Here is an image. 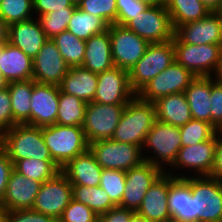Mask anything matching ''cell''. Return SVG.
Returning a JSON list of instances; mask_svg holds the SVG:
<instances>
[{"mask_svg":"<svg viewBox=\"0 0 222 222\" xmlns=\"http://www.w3.org/2000/svg\"><path fill=\"white\" fill-rule=\"evenodd\" d=\"M147 4L148 6L166 5L167 0H138Z\"/></svg>","mask_w":222,"mask_h":222,"instance_id":"cell-53","label":"cell"},{"mask_svg":"<svg viewBox=\"0 0 222 222\" xmlns=\"http://www.w3.org/2000/svg\"><path fill=\"white\" fill-rule=\"evenodd\" d=\"M42 135L52 160L60 168L89 149V142L82 126L59 124L45 126L42 127Z\"/></svg>","mask_w":222,"mask_h":222,"instance_id":"cell-3","label":"cell"},{"mask_svg":"<svg viewBox=\"0 0 222 222\" xmlns=\"http://www.w3.org/2000/svg\"><path fill=\"white\" fill-rule=\"evenodd\" d=\"M211 76V124L222 131V83H219Z\"/></svg>","mask_w":222,"mask_h":222,"instance_id":"cell-44","label":"cell"},{"mask_svg":"<svg viewBox=\"0 0 222 222\" xmlns=\"http://www.w3.org/2000/svg\"><path fill=\"white\" fill-rule=\"evenodd\" d=\"M169 174L168 208L176 222H194V197L191 195L190 177Z\"/></svg>","mask_w":222,"mask_h":222,"instance_id":"cell-21","label":"cell"},{"mask_svg":"<svg viewBox=\"0 0 222 222\" xmlns=\"http://www.w3.org/2000/svg\"><path fill=\"white\" fill-rule=\"evenodd\" d=\"M165 171L148 162L126 171L125 188L119 206L137 212L147 190Z\"/></svg>","mask_w":222,"mask_h":222,"instance_id":"cell-14","label":"cell"},{"mask_svg":"<svg viewBox=\"0 0 222 222\" xmlns=\"http://www.w3.org/2000/svg\"><path fill=\"white\" fill-rule=\"evenodd\" d=\"M17 123L13 120L8 88L0 91V136Z\"/></svg>","mask_w":222,"mask_h":222,"instance_id":"cell-46","label":"cell"},{"mask_svg":"<svg viewBox=\"0 0 222 222\" xmlns=\"http://www.w3.org/2000/svg\"><path fill=\"white\" fill-rule=\"evenodd\" d=\"M72 199L85 204L98 216L116 206L100 186L72 185Z\"/></svg>","mask_w":222,"mask_h":222,"instance_id":"cell-33","label":"cell"},{"mask_svg":"<svg viewBox=\"0 0 222 222\" xmlns=\"http://www.w3.org/2000/svg\"><path fill=\"white\" fill-rule=\"evenodd\" d=\"M72 199V184L60 171L55 177L41 184L32 210L59 220Z\"/></svg>","mask_w":222,"mask_h":222,"instance_id":"cell-12","label":"cell"},{"mask_svg":"<svg viewBox=\"0 0 222 222\" xmlns=\"http://www.w3.org/2000/svg\"><path fill=\"white\" fill-rule=\"evenodd\" d=\"M153 103L156 109L157 120L160 122L181 127L192 119L184 92L162 96Z\"/></svg>","mask_w":222,"mask_h":222,"instance_id":"cell-28","label":"cell"},{"mask_svg":"<svg viewBox=\"0 0 222 222\" xmlns=\"http://www.w3.org/2000/svg\"><path fill=\"white\" fill-rule=\"evenodd\" d=\"M125 26L149 43L171 41L175 31L166 5L149 6Z\"/></svg>","mask_w":222,"mask_h":222,"instance_id":"cell-9","label":"cell"},{"mask_svg":"<svg viewBox=\"0 0 222 222\" xmlns=\"http://www.w3.org/2000/svg\"><path fill=\"white\" fill-rule=\"evenodd\" d=\"M194 78L189 70L174 61L151 79L137 96L143 101L154 102L162 96L183 93Z\"/></svg>","mask_w":222,"mask_h":222,"instance_id":"cell-13","label":"cell"},{"mask_svg":"<svg viewBox=\"0 0 222 222\" xmlns=\"http://www.w3.org/2000/svg\"><path fill=\"white\" fill-rule=\"evenodd\" d=\"M48 40L35 18L8 26V42L34 59Z\"/></svg>","mask_w":222,"mask_h":222,"instance_id":"cell-23","label":"cell"},{"mask_svg":"<svg viewBox=\"0 0 222 222\" xmlns=\"http://www.w3.org/2000/svg\"><path fill=\"white\" fill-rule=\"evenodd\" d=\"M210 177L222 180V131L217 132L215 160Z\"/></svg>","mask_w":222,"mask_h":222,"instance_id":"cell-50","label":"cell"},{"mask_svg":"<svg viewBox=\"0 0 222 222\" xmlns=\"http://www.w3.org/2000/svg\"><path fill=\"white\" fill-rule=\"evenodd\" d=\"M175 61L173 42L150 43L143 57L128 72L136 95L148 82Z\"/></svg>","mask_w":222,"mask_h":222,"instance_id":"cell-6","label":"cell"},{"mask_svg":"<svg viewBox=\"0 0 222 222\" xmlns=\"http://www.w3.org/2000/svg\"><path fill=\"white\" fill-rule=\"evenodd\" d=\"M60 87L40 84L33 80L30 126L45 127L56 124Z\"/></svg>","mask_w":222,"mask_h":222,"instance_id":"cell-18","label":"cell"},{"mask_svg":"<svg viewBox=\"0 0 222 222\" xmlns=\"http://www.w3.org/2000/svg\"><path fill=\"white\" fill-rule=\"evenodd\" d=\"M0 72L8 82L33 79V59L6 42L0 52Z\"/></svg>","mask_w":222,"mask_h":222,"instance_id":"cell-25","label":"cell"},{"mask_svg":"<svg viewBox=\"0 0 222 222\" xmlns=\"http://www.w3.org/2000/svg\"><path fill=\"white\" fill-rule=\"evenodd\" d=\"M13 169V162L7 153L0 147V203L6 192L10 173Z\"/></svg>","mask_w":222,"mask_h":222,"instance_id":"cell-49","label":"cell"},{"mask_svg":"<svg viewBox=\"0 0 222 222\" xmlns=\"http://www.w3.org/2000/svg\"><path fill=\"white\" fill-rule=\"evenodd\" d=\"M82 67L97 74L114 67L109 30L93 35L85 41Z\"/></svg>","mask_w":222,"mask_h":222,"instance_id":"cell-26","label":"cell"},{"mask_svg":"<svg viewBox=\"0 0 222 222\" xmlns=\"http://www.w3.org/2000/svg\"><path fill=\"white\" fill-rule=\"evenodd\" d=\"M156 120L154 103L143 101L135 95L126 104L111 139L143 147L146 136Z\"/></svg>","mask_w":222,"mask_h":222,"instance_id":"cell-1","label":"cell"},{"mask_svg":"<svg viewBox=\"0 0 222 222\" xmlns=\"http://www.w3.org/2000/svg\"><path fill=\"white\" fill-rule=\"evenodd\" d=\"M169 174L164 172L147 190L137 214L151 222L171 219L168 208Z\"/></svg>","mask_w":222,"mask_h":222,"instance_id":"cell-22","label":"cell"},{"mask_svg":"<svg viewBox=\"0 0 222 222\" xmlns=\"http://www.w3.org/2000/svg\"><path fill=\"white\" fill-rule=\"evenodd\" d=\"M194 197V222H222V180L190 176Z\"/></svg>","mask_w":222,"mask_h":222,"instance_id":"cell-5","label":"cell"},{"mask_svg":"<svg viewBox=\"0 0 222 222\" xmlns=\"http://www.w3.org/2000/svg\"><path fill=\"white\" fill-rule=\"evenodd\" d=\"M145 147L149 148V151L151 149L150 153L153 152V156L144 155V161L165 171L166 165H173L182 147L179 127L156 120L146 136L142 148L147 149ZM162 164H166L165 168Z\"/></svg>","mask_w":222,"mask_h":222,"instance_id":"cell-4","label":"cell"},{"mask_svg":"<svg viewBox=\"0 0 222 222\" xmlns=\"http://www.w3.org/2000/svg\"><path fill=\"white\" fill-rule=\"evenodd\" d=\"M52 41L70 68L82 66L85 53L84 40L77 38L68 30H65L53 37Z\"/></svg>","mask_w":222,"mask_h":222,"instance_id":"cell-36","label":"cell"},{"mask_svg":"<svg viewBox=\"0 0 222 222\" xmlns=\"http://www.w3.org/2000/svg\"><path fill=\"white\" fill-rule=\"evenodd\" d=\"M166 8L174 30L182 24L203 19L210 13L200 0H167Z\"/></svg>","mask_w":222,"mask_h":222,"instance_id":"cell-31","label":"cell"},{"mask_svg":"<svg viewBox=\"0 0 222 222\" xmlns=\"http://www.w3.org/2000/svg\"><path fill=\"white\" fill-rule=\"evenodd\" d=\"M89 150L103 169L125 172L141 165L144 162L143 155L145 153L143 151H146L137 145L113 141L112 139L89 143Z\"/></svg>","mask_w":222,"mask_h":222,"instance_id":"cell-7","label":"cell"},{"mask_svg":"<svg viewBox=\"0 0 222 222\" xmlns=\"http://www.w3.org/2000/svg\"><path fill=\"white\" fill-rule=\"evenodd\" d=\"M172 42L175 61L195 77L215 74L222 54L221 45H192L180 42L175 36Z\"/></svg>","mask_w":222,"mask_h":222,"instance_id":"cell-8","label":"cell"},{"mask_svg":"<svg viewBox=\"0 0 222 222\" xmlns=\"http://www.w3.org/2000/svg\"><path fill=\"white\" fill-rule=\"evenodd\" d=\"M0 147L13 162L26 158L52 160L42 135V127L16 124L0 136Z\"/></svg>","mask_w":222,"mask_h":222,"instance_id":"cell-2","label":"cell"},{"mask_svg":"<svg viewBox=\"0 0 222 222\" xmlns=\"http://www.w3.org/2000/svg\"><path fill=\"white\" fill-rule=\"evenodd\" d=\"M108 30L114 66L129 72L143 57L150 43L126 26L111 24Z\"/></svg>","mask_w":222,"mask_h":222,"instance_id":"cell-10","label":"cell"},{"mask_svg":"<svg viewBox=\"0 0 222 222\" xmlns=\"http://www.w3.org/2000/svg\"><path fill=\"white\" fill-rule=\"evenodd\" d=\"M126 172L122 170L103 169L101 172L100 187L109 195L111 201L117 206L121 204L125 188Z\"/></svg>","mask_w":222,"mask_h":222,"instance_id":"cell-40","label":"cell"},{"mask_svg":"<svg viewBox=\"0 0 222 222\" xmlns=\"http://www.w3.org/2000/svg\"><path fill=\"white\" fill-rule=\"evenodd\" d=\"M129 222H151L145 218H143L142 216L138 215L137 213H135L131 218Z\"/></svg>","mask_w":222,"mask_h":222,"instance_id":"cell-56","label":"cell"},{"mask_svg":"<svg viewBox=\"0 0 222 222\" xmlns=\"http://www.w3.org/2000/svg\"><path fill=\"white\" fill-rule=\"evenodd\" d=\"M13 120L17 124L30 125L33 79L9 82Z\"/></svg>","mask_w":222,"mask_h":222,"instance_id":"cell-30","label":"cell"},{"mask_svg":"<svg viewBox=\"0 0 222 222\" xmlns=\"http://www.w3.org/2000/svg\"><path fill=\"white\" fill-rule=\"evenodd\" d=\"M32 14L33 0H2L0 2V18L8 26L32 19L34 18Z\"/></svg>","mask_w":222,"mask_h":222,"instance_id":"cell-37","label":"cell"},{"mask_svg":"<svg viewBox=\"0 0 222 222\" xmlns=\"http://www.w3.org/2000/svg\"><path fill=\"white\" fill-rule=\"evenodd\" d=\"M67 7H77L72 0H33V13L41 16ZM35 11V12H34Z\"/></svg>","mask_w":222,"mask_h":222,"instance_id":"cell-47","label":"cell"},{"mask_svg":"<svg viewBox=\"0 0 222 222\" xmlns=\"http://www.w3.org/2000/svg\"><path fill=\"white\" fill-rule=\"evenodd\" d=\"M192 119L211 124V76L195 77L185 90Z\"/></svg>","mask_w":222,"mask_h":222,"instance_id":"cell-29","label":"cell"},{"mask_svg":"<svg viewBox=\"0 0 222 222\" xmlns=\"http://www.w3.org/2000/svg\"><path fill=\"white\" fill-rule=\"evenodd\" d=\"M126 105L87 103L83 131L89 143L111 139Z\"/></svg>","mask_w":222,"mask_h":222,"instance_id":"cell-11","label":"cell"},{"mask_svg":"<svg viewBox=\"0 0 222 222\" xmlns=\"http://www.w3.org/2000/svg\"><path fill=\"white\" fill-rule=\"evenodd\" d=\"M160 222H176L174 219H168V220H165V221H160Z\"/></svg>","mask_w":222,"mask_h":222,"instance_id":"cell-58","label":"cell"},{"mask_svg":"<svg viewBox=\"0 0 222 222\" xmlns=\"http://www.w3.org/2000/svg\"><path fill=\"white\" fill-rule=\"evenodd\" d=\"M217 145V133L209 140L194 145L182 146L173 163L174 169L189 168L196 172L195 176H210Z\"/></svg>","mask_w":222,"mask_h":222,"instance_id":"cell-20","label":"cell"},{"mask_svg":"<svg viewBox=\"0 0 222 222\" xmlns=\"http://www.w3.org/2000/svg\"><path fill=\"white\" fill-rule=\"evenodd\" d=\"M174 36L182 43L192 45L216 44L222 46V21L217 12L203 19L178 26Z\"/></svg>","mask_w":222,"mask_h":222,"instance_id":"cell-17","label":"cell"},{"mask_svg":"<svg viewBox=\"0 0 222 222\" xmlns=\"http://www.w3.org/2000/svg\"><path fill=\"white\" fill-rule=\"evenodd\" d=\"M117 24L125 26L136 15L145 11L149 6L138 0H116Z\"/></svg>","mask_w":222,"mask_h":222,"instance_id":"cell-43","label":"cell"},{"mask_svg":"<svg viewBox=\"0 0 222 222\" xmlns=\"http://www.w3.org/2000/svg\"><path fill=\"white\" fill-rule=\"evenodd\" d=\"M214 75H215V77L213 79H215L219 83H222V54H221V57H220L218 68H217Z\"/></svg>","mask_w":222,"mask_h":222,"instance_id":"cell-54","label":"cell"},{"mask_svg":"<svg viewBox=\"0 0 222 222\" xmlns=\"http://www.w3.org/2000/svg\"><path fill=\"white\" fill-rule=\"evenodd\" d=\"M108 26L102 18L76 7L67 25V30L77 38L86 41L91 36L108 30Z\"/></svg>","mask_w":222,"mask_h":222,"instance_id":"cell-32","label":"cell"},{"mask_svg":"<svg viewBox=\"0 0 222 222\" xmlns=\"http://www.w3.org/2000/svg\"><path fill=\"white\" fill-rule=\"evenodd\" d=\"M13 168L25 177L41 183L52 179L61 171V168L53 160L34 158L18 160Z\"/></svg>","mask_w":222,"mask_h":222,"instance_id":"cell-35","label":"cell"},{"mask_svg":"<svg viewBox=\"0 0 222 222\" xmlns=\"http://www.w3.org/2000/svg\"><path fill=\"white\" fill-rule=\"evenodd\" d=\"M8 42V25L0 18V44Z\"/></svg>","mask_w":222,"mask_h":222,"instance_id":"cell-52","label":"cell"},{"mask_svg":"<svg viewBox=\"0 0 222 222\" xmlns=\"http://www.w3.org/2000/svg\"><path fill=\"white\" fill-rule=\"evenodd\" d=\"M179 129L182 146L194 145L209 140L218 132L212 124L195 119H191Z\"/></svg>","mask_w":222,"mask_h":222,"instance_id":"cell-38","label":"cell"},{"mask_svg":"<svg viewBox=\"0 0 222 222\" xmlns=\"http://www.w3.org/2000/svg\"><path fill=\"white\" fill-rule=\"evenodd\" d=\"M9 82L0 72V91L8 88Z\"/></svg>","mask_w":222,"mask_h":222,"instance_id":"cell-55","label":"cell"},{"mask_svg":"<svg viewBox=\"0 0 222 222\" xmlns=\"http://www.w3.org/2000/svg\"><path fill=\"white\" fill-rule=\"evenodd\" d=\"M3 47H4V44H0V52L2 51Z\"/></svg>","mask_w":222,"mask_h":222,"instance_id":"cell-61","label":"cell"},{"mask_svg":"<svg viewBox=\"0 0 222 222\" xmlns=\"http://www.w3.org/2000/svg\"><path fill=\"white\" fill-rule=\"evenodd\" d=\"M98 85V74L79 66L71 67L63 78L60 90L86 103L93 101Z\"/></svg>","mask_w":222,"mask_h":222,"instance_id":"cell-27","label":"cell"},{"mask_svg":"<svg viewBox=\"0 0 222 222\" xmlns=\"http://www.w3.org/2000/svg\"><path fill=\"white\" fill-rule=\"evenodd\" d=\"M103 168L96 162L92 152L88 149L70 160L61 172L72 185L99 186Z\"/></svg>","mask_w":222,"mask_h":222,"instance_id":"cell-24","label":"cell"},{"mask_svg":"<svg viewBox=\"0 0 222 222\" xmlns=\"http://www.w3.org/2000/svg\"><path fill=\"white\" fill-rule=\"evenodd\" d=\"M76 5L79 3L81 0H72Z\"/></svg>","mask_w":222,"mask_h":222,"instance_id":"cell-60","label":"cell"},{"mask_svg":"<svg viewBox=\"0 0 222 222\" xmlns=\"http://www.w3.org/2000/svg\"><path fill=\"white\" fill-rule=\"evenodd\" d=\"M136 93L130 86L128 71L113 67L98 73V85L93 102L126 105Z\"/></svg>","mask_w":222,"mask_h":222,"instance_id":"cell-15","label":"cell"},{"mask_svg":"<svg viewBox=\"0 0 222 222\" xmlns=\"http://www.w3.org/2000/svg\"><path fill=\"white\" fill-rule=\"evenodd\" d=\"M0 222H3L2 211L0 210Z\"/></svg>","mask_w":222,"mask_h":222,"instance_id":"cell-59","label":"cell"},{"mask_svg":"<svg viewBox=\"0 0 222 222\" xmlns=\"http://www.w3.org/2000/svg\"><path fill=\"white\" fill-rule=\"evenodd\" d=\"M3 222H58L53 217L32 209L2 212Z\"/></svg>","mask_w":222,"mask_h":222,"instance_id":"cell-45","label":"cell"},{"mask_svg":"<svg viewBox=\"0 0 222 222\" xmlns=\"http://www.w3.org/2000/svg\"><path fill=\"white\" fill-rule=\"evenodd\" d=\"M75 8L76 7H67L65 10L50 12L36 18L48 39H52L56 35L67 30V25Z\"/></svg>","mask_w":222,"mask_h":222,"instance_id":"cell-39","label":"cell"},{"mask_svg":"<svg viewBox=\"0 0 222 222\" xmlns=\"http://www.w3.org/2000/svg\"><path fill=\"white\" fill-rule=\"evenodd\" d=\"M77 7L102 18L108 25L117 24L116 0H81Z\"/></svg>","mask_w":222,"mask_h":222,"instance_id":"cell-41","label":"cell"},{"mask_svg":"<svg viewBox=\"0 0 222 222\" xmlns=\"http://www.w3.org/2000/svg\"><path fill=\"white\" fill-rule=\"evenodd\" d=\"M87 103L60 90L56 124L82 126Z\"/></svg>","mask_w":222,"mask_h":222,"instance_id":"cell-34","label":"cell"},{"mask_svg":"<svg viewBox=\"0 0 222 222\" xmlns=\"http://www.w3.org/2000/svg\"><path fill=\"white\" fill-rule=\"evenodd\" d=\"M210 12H218L222 8V0H200Z\"/></svg>","mask_w":222,"mask_h":222,"instance_id":"cell-51","label":"cell"},{"mask_svg":"<svg viewBox=\"0 0 222 222\" xmlns=\"http://www.w3.org/2000/svg\"><path fill=\"white\" fill-rule=\"evenodd\" d=\"M69 68L55 43L48 39L33 59V80L60 86Z\"/></svg>","mask_w":222,"mask_h":222,"instance_id":"cell-16","label":"cell"},{"mask_svg":"<svg viewBox=\"0 0 222 222\" xmlns=\"http://www.w3.org/2000/svg\"><path fill=\"white\" fill-rule=\"evenodd\" d=\"M98 215L85 204L71 199L58 222H96Z\"/></svg>","mask_w":222,"mask_h":222,"instance_id":"cell-42","label":"cell"},{"mask_svg":"<svg viewBox=\"0 0 222 222\" xmlns=\"http://www.w3.org/2000/svg\"><path fill=\"white\" fill-rule=\"evenodd\" d=\"M41 182L27 178L12 169L4 197L0 203L2 212L32 209Z\"/></svg>","mask_w":222,"mask_h":222,"instance_id":"cell-19","label":"cell"},{"mask_svg":"<svg viewBox=\"0 0 222 222\" xmlns=\"http://www.w3.org/2000/svg\"><path fill=\"white\" fill-rule=\"evenodd\" d=\"M136 212L129 210L125 207H121L119 205L114 206L106 213L99 215V222H129L130 218Z\"/></svg>","mask_w":222,"mask_h":222,"instance_id":"cell-48","label":"cell"},{"mask_svg":"<svg viewBox=\"0 0 222 222\" xmlns=\"http://www.w3.org/2000/svg\"><path fill=\"white\" fill-rule=\"evenodd\" d=\"M217 13H218V15L220 16L221 21H222V8H221Z\"/></svg>","mask_w":222,"mask_h":222,"instance_id":"cell-57","label":"cell"}]
</instances>
